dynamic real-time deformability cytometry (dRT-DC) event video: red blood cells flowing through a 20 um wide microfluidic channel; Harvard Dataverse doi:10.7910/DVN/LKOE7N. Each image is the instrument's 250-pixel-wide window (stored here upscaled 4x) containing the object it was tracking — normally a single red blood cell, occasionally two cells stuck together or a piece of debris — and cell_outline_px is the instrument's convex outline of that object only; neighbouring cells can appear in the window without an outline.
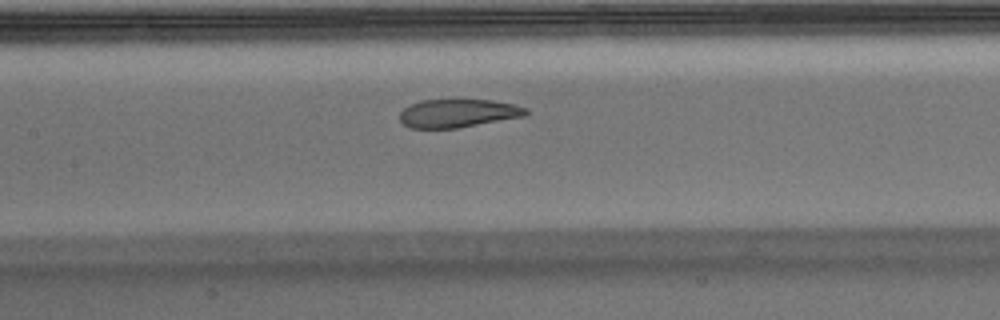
{"species": "Egyptian fruit bat (a non-hibernating species)", "species_latin": "Rousettus aegyptiacus", "temperature_condition": "warm", "stored_images_in_passage": 18, "camera_frame_rate_fps": 3000, "um_per_image_px": 0.085, "animal": {"sex": "male"}, "frame": {"image": 1, "passage_image": 18, "time_ms": 5.667, "image_size_px": [1000, 320], "cell_outline_px": [[528, 112], [524, 116], [460, 128], [408, 128], [400, 120], [400, 112], [404, 108], [420, 100], [492, 100], [516, 104], [528, 108]], "centroid_in_image_um": [38.95, 9.63], "position_along_channel_um": 168.5, "area_um2": 20.87}}